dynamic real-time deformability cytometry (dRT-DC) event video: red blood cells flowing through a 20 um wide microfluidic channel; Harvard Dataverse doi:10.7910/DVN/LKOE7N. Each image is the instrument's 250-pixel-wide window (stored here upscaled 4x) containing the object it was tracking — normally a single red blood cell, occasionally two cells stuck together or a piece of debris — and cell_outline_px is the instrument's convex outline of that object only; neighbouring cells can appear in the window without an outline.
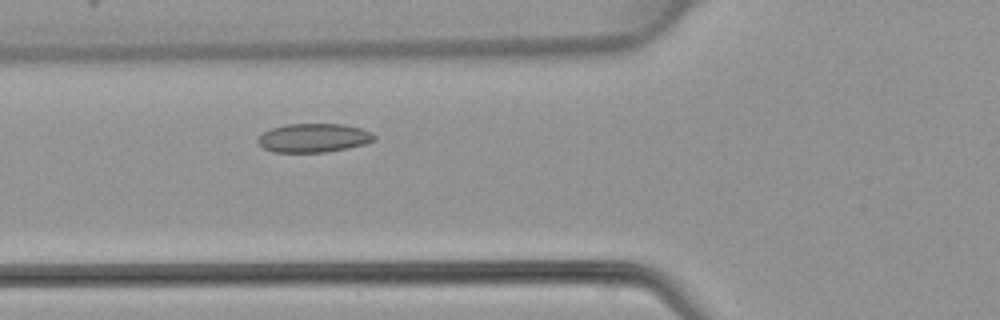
{"species": "common noctule bat (a hibernating species)", "species_latin": "Nyctalus noctula", "temperature_condition": "warm", "stored_images_in_passage": 34, "camera_frame_rate_fps": 3000, "um_per_image_px": 0.085, "animal": {"sex": "female", "body_mass_g": 22.7, "forearm_length_mm": 54.2}, "frame": {"image": 1, "passage_image": 4, "time_ms": 1.0, "image_size_px": [1000, 320], "cell_outline_px": [[376, 140], [364, 144], [348, 148], [328, 152], [272, 152], [264, 148], [256, 140], [264, 132], [272, 128], [284, 124], [344, 124], [360, 128], [372, 132], [376, 136]], "centroid_in_image_um": [26.69, 11.72], "position_along_channel_um": 99.1, "area_um2": 19.59}}
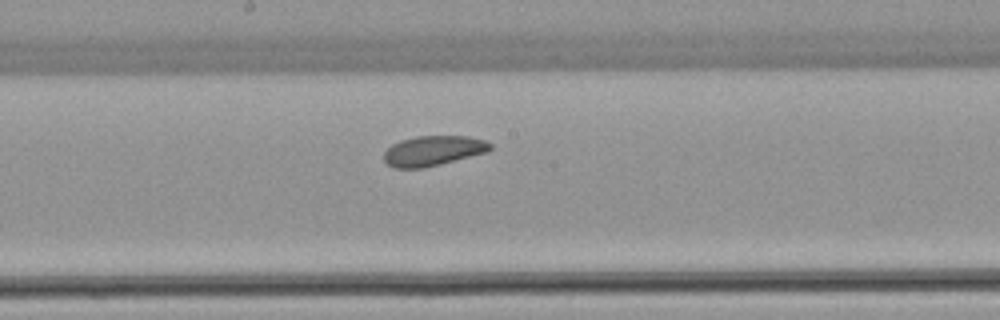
{"frame": {"image": 2, "passage_image": 12, "time_ms": 3.667, "image_size_px": [1000, 320], "cell_outline_px": [[492, 148], [488, 152], [424, 168], [392, 168], [384, 160], [384, 152], [392, 144], [400, 140], [416, 136], [468, 136], [484, 140], [492, 144]], "centroid_in_image_um": [36.82, 12.81], "position_along_channel_um": 211.4, "area_um2": 18.67}}
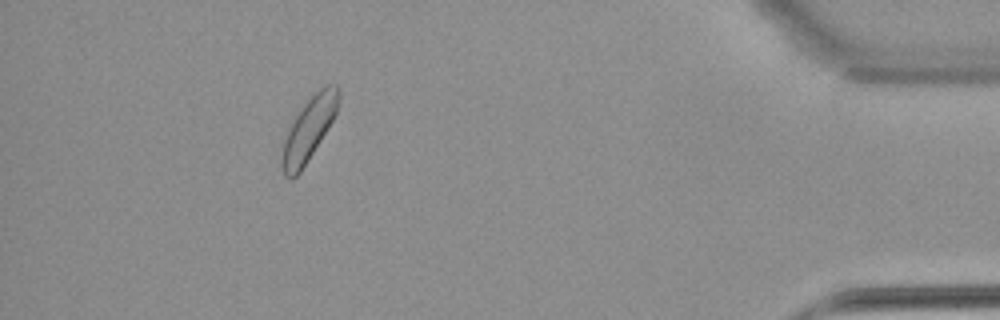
{"frame": {"image": 3, "passage_image": 30, "time_ms": 9.667, "image_size_px": [1000, 320], "cell_outline_px": [[340, 96], [336, 112], [332, 120], [320, 140], [300, 172], [292, 180], [284, 176], [280, 164], [280, 160], [284, 140], [292, 120], [304, 104], [320, 88], [328, 84], [336, 84], [340, 88]], "centroid_in_image_um": [26.22, 10.99], "position_along_channel_um": 409.0, "area_um2": 20.58}}